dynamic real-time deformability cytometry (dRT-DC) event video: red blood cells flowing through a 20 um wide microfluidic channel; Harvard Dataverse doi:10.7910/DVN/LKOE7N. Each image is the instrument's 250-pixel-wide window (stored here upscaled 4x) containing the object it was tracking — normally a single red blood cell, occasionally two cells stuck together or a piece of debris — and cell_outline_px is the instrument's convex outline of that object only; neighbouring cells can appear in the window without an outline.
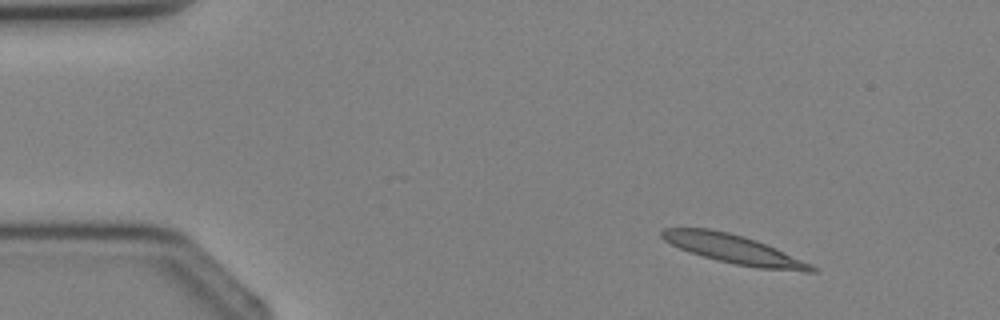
{"species": "Egyptian fruit bat (a non-hibernating species)", "species_latin": "Rousettus aegyptiacus", "temperature_condition": "cold", "stored_images_in_passage": 4, "camera_frame_rate_fps": 3000, "um_per_image_px": 0.085, "animal": {"sex": "female"}, "frame": {"image": 1, "passage_image": 2, "time_ms": 1.0, "image_size_px": [1000, 320], "cell_outline_px": [[816, 272], [804, 272], [760, 268], [736, 264], [716, 260], [680, 248], [664, 240], [660, 236], [660, 232], [664, 228], [708, 228], [728, 232], [744, 236], [756, 240], [776, 248], [812, 264], [816, 268]], "centroid_in_image_um": [62.39, 21.18], "position_along_channel_um": 22.6, "area_um2": 24.97}}
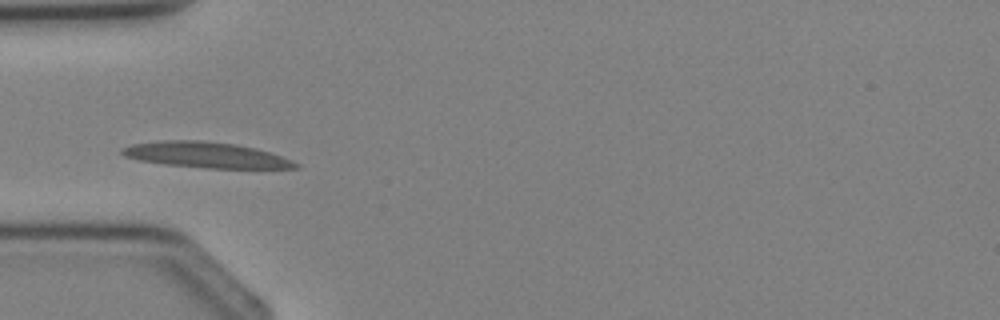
{"frame": {"image": 2, "passage_image": 4, "time_ms": 3.333, "image_size_px": [1000, 320], "cell_outline_px": [[300, 168], [204, 168], [164, 164], [140, 160], [124, 156], [120, 152], [120, 148], [132, 144], [160, 140], [200, 140], [236, 144], [268, 152], [292, 160], [300, 164]], "centroid_in_image_um": [17.46, 13.17], "position_along_channel_um": 67.5, "area_um2": 25.89}}